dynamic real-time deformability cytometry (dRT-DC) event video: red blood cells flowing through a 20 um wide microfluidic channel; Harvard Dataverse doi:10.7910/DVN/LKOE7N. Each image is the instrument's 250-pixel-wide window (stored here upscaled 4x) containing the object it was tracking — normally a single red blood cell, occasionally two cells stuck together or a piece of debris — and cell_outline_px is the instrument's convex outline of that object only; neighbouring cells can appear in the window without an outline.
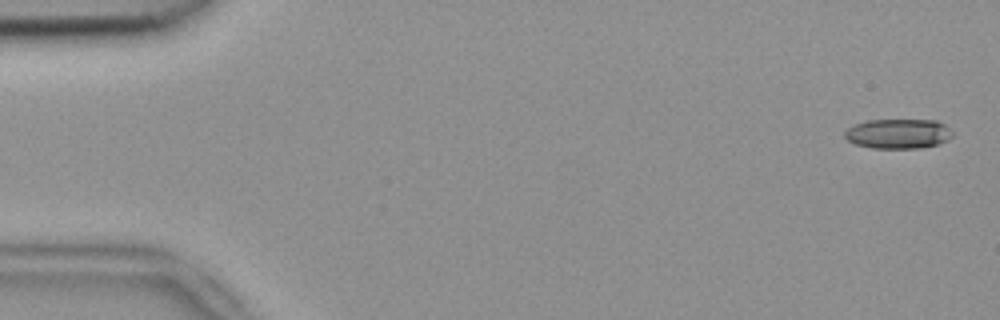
{"species": "common noctule bat (a hibernating species)", "species_latin": "Nyctalus noctula", "temperature_condition": "room temperature", "stored_images_in_passage": 53, "camera_frame_rate_fps": 3000, "um_per_image_px": 0.085, "animal": {"sex": "female", "body_mass_g": 18.4}, "frame": {"image": 1, "passage_image": 2, "time_ms": 0.333, "image_size_px": [1000, 320], "cell_outline_px": [[952, 136], [948, 140], [936, 144], [920, 148], [872, 148], [856, 144], [848, 140], [844, 136], [844, 132], [852, 124], [868, 120], [936, 120], [944, 124], [952, 132]], "centroid_in_image_um": [76.32, 11.36], "position_along_channel_um": 8.7, "area_um2": 18.67}}
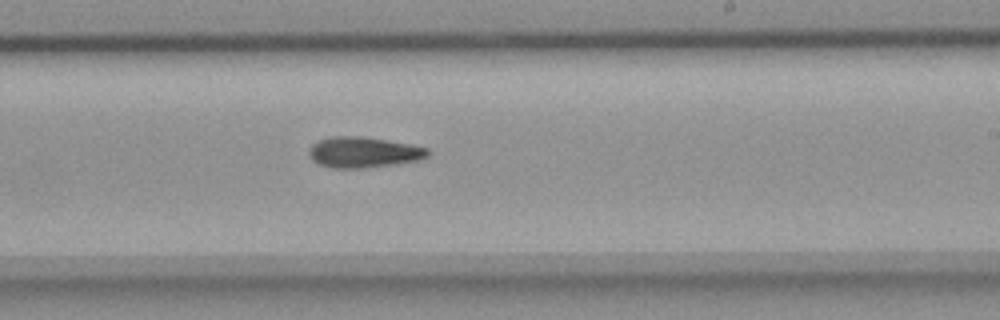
{"frame": {"image": 2, "passage_image": 32, "time_ms": 10.333, "image_size_px": [1000, 320], "cell_outline_px": [[428, 156], [416, 160], [392, 164], [364, 168], [332, 168], [320, 164], [312, 160], [308, 156], [308, 148], [312, 144], [320, 140], [332, 136], [360, 136], [388, 140], [412, 144], [428, 148]], "centroid_in_image_um": [30.85, 12.93], "position_along_channel_um": 258.1, "area_um2": 21.21}}
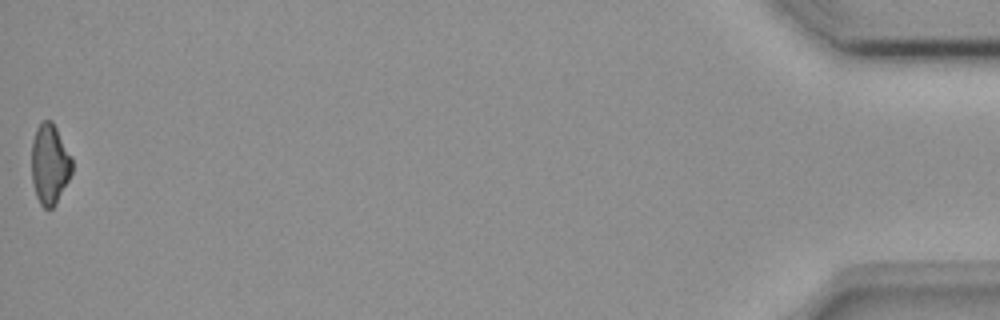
{"frame": {"image": 3, "passage_image": 53, "time_ms": 17.333, "image_size_px": [1000, 320], "cell_outline_px": [[72, 172], [56, 204], [52, 208], [44, 208], [40, 204], [36, 196], [32, 180], [32, 140], [36, 128], [44, 120], [52, 120], [72, 156]], "centroid_in_image_um": [4.23, 13.94], "position_along_channel_um": 431.0, "area_um2": 18.96}}